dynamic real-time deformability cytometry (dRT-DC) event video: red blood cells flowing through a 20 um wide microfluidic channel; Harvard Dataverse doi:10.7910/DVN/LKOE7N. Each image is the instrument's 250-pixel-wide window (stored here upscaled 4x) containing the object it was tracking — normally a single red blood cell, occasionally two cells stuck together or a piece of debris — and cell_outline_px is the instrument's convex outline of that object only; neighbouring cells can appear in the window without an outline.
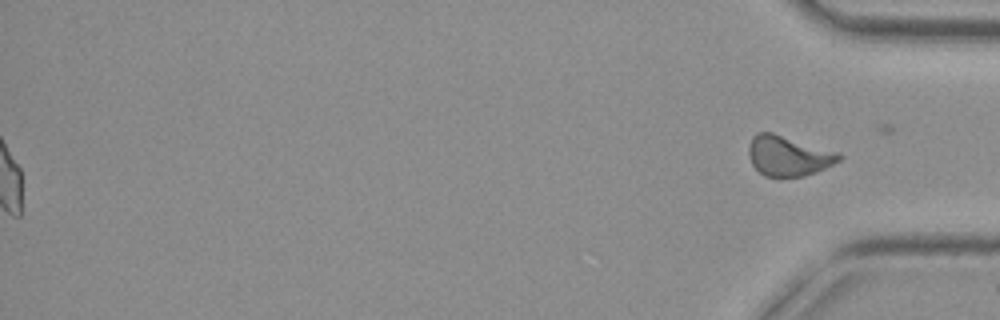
{"species": "common noctule bat (a hibernating species)", "species_latin": "Nyctalus noctula", "temperature_condition": "cold", "stored_images_in_passage": 55, "segment_of_instrument_passage": [2, 2], "camera_frame_rate_fps": 3000, "um_per_image_px": 0.085, "animal": {"sex": "female", "body_mass_g": 29.2, "forearm_length_mm": 56.3}, "frame": {"image": 1, "passage_image": 55, "time_ms": 18.0, "image_size_px": [1000, 320], "cell_outline_px": [[844, 156], [840, 160], [816, 172], [804, 176], [764, 176], [752, 164], [748, 156], [748, 148], [752, 136], [760, 132], [772, 132], [840, 152]], "centroid_in_image_um": [67.02, 13.23], "position_along_channel_um": 368.2, "area_um2": 21.15}}